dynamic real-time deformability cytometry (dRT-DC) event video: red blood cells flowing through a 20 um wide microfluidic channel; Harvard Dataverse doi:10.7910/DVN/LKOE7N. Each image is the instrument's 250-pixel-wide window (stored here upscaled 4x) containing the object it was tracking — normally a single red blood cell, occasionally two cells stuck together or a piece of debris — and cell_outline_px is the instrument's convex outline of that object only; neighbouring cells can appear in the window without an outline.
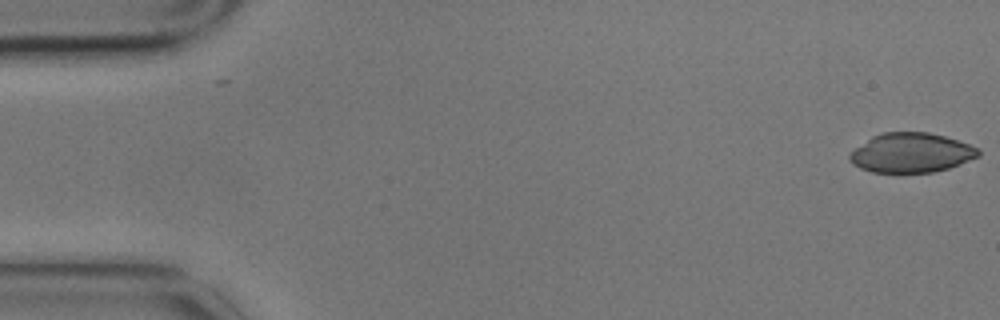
{"species": "common noctule bat (a hibernating species)", "species_latin": "Nyctalus noctula", "temperature_condition": "cold", "stored_images_in_passage": 6, "camera_frame_rate_fps": 3000, "um_per_image_px": 0.085, "animal": {"sex": "male", "body_mass_g": 17.9}, "frame": {"image": 1, "passage_image": 1, "time_ms": 0.0, "image_size_px": [1000, 320], "cell_outline_px": [[980, 156], [948, 168], [932, 172], [872, 172], [860, 168], [852, 164], [848, 160], [848, 156], [856, 148], [872, 136], [884, 132], [928, 132], [944, 136], [980, 148]], "centroid_in_image_um": [77.45, 12.98], "position_along_channel_um": 7.6, "area_um2": 29.48}}